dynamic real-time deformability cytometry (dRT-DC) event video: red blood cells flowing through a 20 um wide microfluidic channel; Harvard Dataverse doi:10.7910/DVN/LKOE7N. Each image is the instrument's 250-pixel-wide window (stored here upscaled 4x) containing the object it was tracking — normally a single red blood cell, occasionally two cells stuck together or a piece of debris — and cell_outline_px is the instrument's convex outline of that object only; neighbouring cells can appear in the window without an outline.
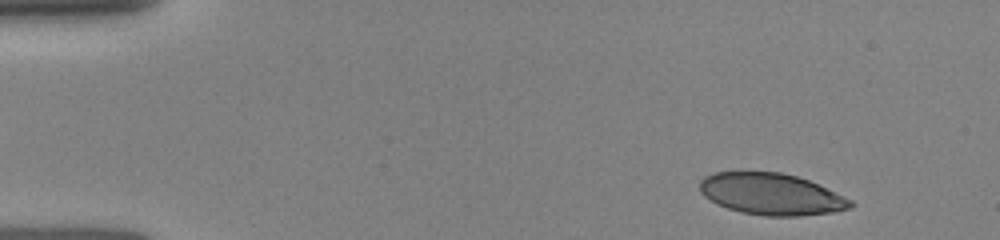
{"species": "human", "species_latin": "Homo sapiens", "temperature_condition": "room temperature", "stored_images_in_passage": 38, "camera_frame_rate_fps": 3000, "um_per_image_px": 0.085, "donor": {"sex": "female"}, "frame": {"image": 1, "passage_image": 1, "time_ms": 0.0, "image_size_px": [1000, 240], "cell_outline_px": [[856, 204], [852, 208], [836, 212], [800, 216], [764, 216], [740, 212], [716, 204], [704, 196], [700, 192], [700, 180], [704, 176], [712, 172], [780, 172], [796, 176], [808, 180], [844, 196], [852, 200]], "centroid_in_image_um": [65.57, 16.51], "position_along_channel_um": 19.4, "area_um2": 36.76}}
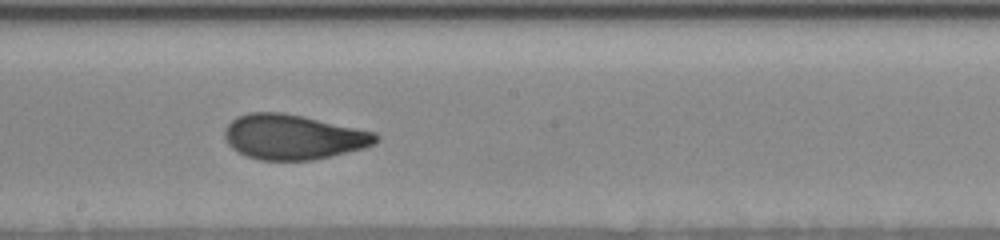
{"frame": {"image": 2, "passage_image": 18, "time_ms": 7.333, "image_size_px": [1000, 240], "cell_outline_px": [[380, 136], [372, 144], [364, 148], [332, 156], [312, 160], [260, 160], [236, 152], [228, 144], [224, 136], [224, 128], [236, 116], [248, 112], [280, 112], [300, 116], [376, 132]], "centroid_in_image_um": [24.88, 11.65], "position_along_channel_um": 223.3, "area_um2": 39.48}}
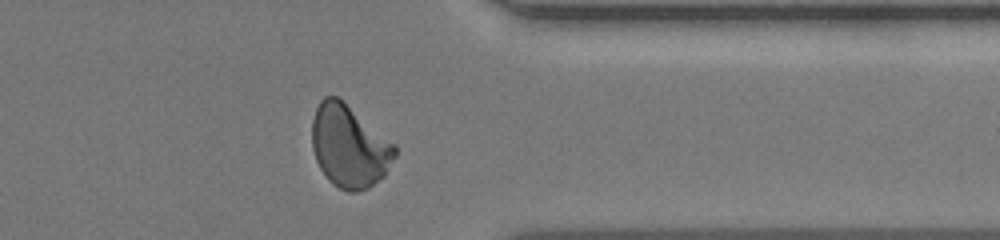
{"frame": {"image": 3, "passage_image": 33, "time_ms": 11.333, "image_size_px": [1000, 240], "cell_outline_px": [[396, 156], [384, 176], [368, 188], [356, 192], [348, 192], [332, 184], [328, 180], [320, 168], [316, 160], [312, 148], [312, 120], [316, 108], [320, 100], [324, 96], [336, 96], [396, 144]], "centroid_in_image_um": [29.68, 12.45], "position_along_channel_um": 381.7, "area_um2": 39.77}}